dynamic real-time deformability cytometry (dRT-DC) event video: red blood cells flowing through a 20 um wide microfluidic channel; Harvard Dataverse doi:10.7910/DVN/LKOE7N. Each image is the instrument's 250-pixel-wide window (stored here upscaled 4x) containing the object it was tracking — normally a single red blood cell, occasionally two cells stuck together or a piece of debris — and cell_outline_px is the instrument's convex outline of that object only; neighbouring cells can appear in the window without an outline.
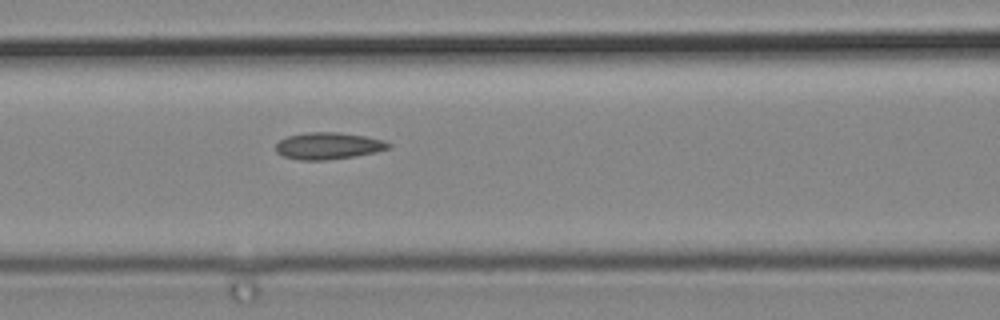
{"species": "common noctule bat (a hibernating species)", "species_latin": "Nyctalus noctula", "temperature_condition": "cold", "stored_images_in_passage": 6, "camera_frame_rate_fps": 3000, "um_per_image_px": 0.085, "animal": {"sex": "male", "body_mass_g": 19.2, "forearm_length_mm": 51.8}, "frame": {"image": 1, "passage_image": 6, "time_ms": 1.667, "image_size_px": [1000, 320], "cell_outline_px": [[392, 148], [376, 152], [356, 156], [324, 160], [300, 160], [284, 156], [276, 152], [276, 144], [280, 140], [288, 136], [308, 132], [336, 132], [364, 136], [384, 140], [392, 144]], "centroid_in_image_um": [27.94, 12.4], "position_along_channel_um": 138.7, "area_um2": 17.63}}